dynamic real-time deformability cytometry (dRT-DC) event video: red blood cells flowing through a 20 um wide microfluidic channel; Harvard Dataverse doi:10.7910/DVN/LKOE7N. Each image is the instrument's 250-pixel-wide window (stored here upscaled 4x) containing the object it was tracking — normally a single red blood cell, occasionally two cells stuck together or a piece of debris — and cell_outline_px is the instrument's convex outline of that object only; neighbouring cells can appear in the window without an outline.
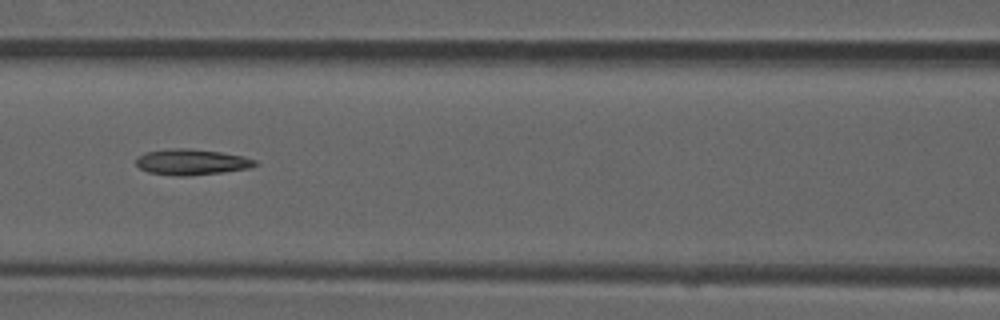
{"species": "common noctule bat (a hibernating species)", "species_latin": "Nyctalus noctula", "temperature_condition": "room temperature", "stored_images_in_passage": 39, "camera_frame_rate_fps": 3000, "um_per_image_px": 0.085, "animal": {"sex": "male", "forearm_length_mm": 52.5}, "frame": {"image": 1, "passage_image": 22, "time_ms": 7.0, "image_size_px": [1000, 320], "cell_outline_px": [[260, 164], [252, 168], [224, 172], [188, 176], [176, 176], [148, 172], [140, 168], [136, 164], [136, 160], [140, 156], [148, 152], [172, 148], [188, 148], [220, 152], [244, 156], [256, 160]], "centroid_in_image_um": [16.36, 13.78], "position_along_channel_um": 150.2, "area_um2": 17.98}, "authors_computed_cell_mechanics": {"area_um2": 17.9758, "velocity_mm_per_s": 3.9396, "shape_relaxation_time_tau1_ms": null, "shape_relaxation_time_tau2_ms": 8.3184, "deformation_change_tau1": null, "deformation_change_tau2": 0.2252}}